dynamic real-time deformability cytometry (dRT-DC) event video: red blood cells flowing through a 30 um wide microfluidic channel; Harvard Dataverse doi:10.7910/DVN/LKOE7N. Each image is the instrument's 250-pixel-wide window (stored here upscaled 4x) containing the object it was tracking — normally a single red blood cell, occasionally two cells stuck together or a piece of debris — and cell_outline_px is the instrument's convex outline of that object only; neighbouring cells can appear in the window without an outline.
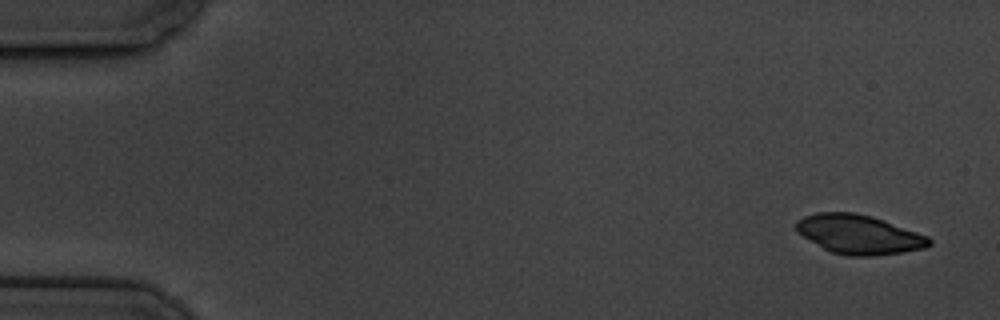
{"species": "common noctule bat (a hibernating species)", "species_latin": "Nyctalus noctula", "temperature_condition": "cold", "stored_images_in_passage": 5, "camera_frame_rate_fps": 3000, "um_per_image_px": 0.085, "animal": {"sex": "male", "body_mass_g": 19.5, "forearm_length_mm": 54.6}, "frame": {"image": 1, "passage_image": 1, "time_ms": 0.0, "image_size_px": [1000, 320], "cell_outline_px": [[932, 244], [924, 248], [904, 252], [872, 256], [848, 256], [832, 252], [824, 248], [796, 232], [796, 220], [804, 216], [816, 212], [856, 212], [872, 216], [884, 220], [928, 236], [932, 240]], "centroid_in_image_um": [73.02, 19.92], "position_along_channel_um": 12.0, "area_um2": 30.4}}